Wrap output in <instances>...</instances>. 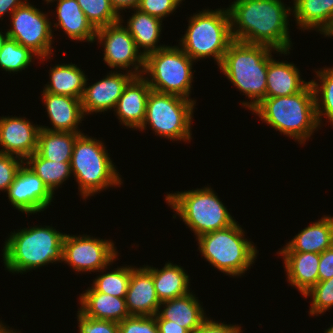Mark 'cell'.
Wrapping results in <instances>:
<instances>
[{
    "label": "cell",
    "mask_w": 333,
    "mask_h": 333,
    "mask_svg": "<svg viewBox=\"0 0 333 333\" xmlns=\"http://www.w3.org/2000/svg\"><path fill=\"white\" fill-rule=\"evenodd\" d=\"M50 82L43 90L52 94L81 99L84 92L86 76L75 64H57L50 68Z\"/></svg>",
    "instance_id": "29"
},
{
    "label": "cell",
    "mask_w": 333,
    "mask_h": 333,
    "mask_svg": "<svg viewBox=\"0 0 333 333\" xmlns=\"http://www.w3.org/2000/svg\"><path fill=\"white\" fill-rule=\"evenodd\" d=\"M0 333H20V331L16 332V330L10 328L9 329V326L6 327V325H4V323H2V321H0Z\"/></svg>",
    "instance_id": "46"
},
{
    "label": "cell",
    "mask_w": 333,
    "mask_h": 333,
    "mask_svg": "<svg viewBox=\"0 0 333 333\" xmlns=\"http://www.w3.org/2000/svg\"><path fill=\"white\" fill-rule=\"evenodd\" d=\"M47 14L27 3L11 14L12 28L7 30L9 38L29 48L42 61L50 59L54 52L52 22Z\"/></svg>",
    "instance_id": "11"
},
{
    "label": "cell",
    "mask_w": 333,
    "mask_h": 333,
    "mask_svg": "<svg viewBox=\"0 0 333 333\" xmlns=\"http://www.w3.org/2000/svg\"><path fill=\"white\" fill-rule=\"evenodd\" d=\"M34 56L37 57L29 48L8 37L0 51V68L10 73L20 72L31 66Z\"/></svg>",
    "instance_id": "34"
},
{
    "label": "cell",
    "mask_w": 333,
    "mask_h": 333,
    "mask_svg": "<svg viewBox=\"0 0 333 333\" xmlns=\"http://www.w3.org/2000/svg\"><path fill=\"white\" fill-rule=\"evenodd\" d=\"M272 51L290 54V51L280 52L266 45L233 40L218 66L227 79L251 100L241 103L250 111L266 98L267 70Z\"/></svg>",
    "instance_id": "2"
},
{
    "label": "cell",
    "mask_w": 333,
    "mask_h": 333,
    "mask_svg": "<svg viewBox=\"0 0 333 333\" xmlns=\"http://www.w3.org/2000/svg\"><path fill=\"white\" fill-rule=\"evenodd\" d=\"M283 257L289 284L304 295L319 282V253L277 252Z\"/></svg>",
    "instance_id": "20"
},
{
    "label": "cell",
    "mask_w": 333,
    "mask_h": 333,
    "mask_svg": "<svg viewBox=\"0 0 333 333\" xmlns=\"http://www.w3.org/2000/svg\"><path fill=\"white\" fill-rule=\"evenodd\" d=\"M318 275L319 281H325L333 277V246L320 253Z\"/></svg>",
    "instance_id": "42"
},
{
    "label": "cell",
    "mask_w": 333,
    "mask_h": 333,
    "mask_svg": "<svg viewBox=\"0 0 333 333\" xmlns=\"http://www.w3.org/2000/svg\"><path fill=\"white\" fill-rule=\"evenodd\" d=\"M7 38H8L7 32L3 33L2 31H0V51H1V49L3 47V44L5 43Z\"/></svg>",
    "instance_id": "47"
},
{
    "label": "cell",
    "mask_w": 333,
    "mask_h": 333,
    "mask_svg": "<svg viewBox=\"0 0 333 333\" xmlns=\"http://www.w3.org/2000/svg\"><path fill=\"white\" fill-rule=\"evenodd\" d=\"M332 37L333 36V27L327 32V34L325 35V37Z\"/></svg>",
    "instance_id": "48"
},
{
    "label": "cell",
    "mask_w": 333,
    "mask_h": 333,
    "mask_svg": "<svg viewBox=\"0 0 333 333\" xmlns=\"http://www.w3.org/2000/svg\"><path fill=\"white\" fill-rule=\"evenodd\" d=\"M57 1V22L55 28H61L71 40L83 42H95L96 29L87 20L86 15L79 6L77 0ZM85 40V41H84Z\"/></svg>",
    "instance_id": "24"
},
{
    "label": "cell",
    "mask_w": 333,
    "mask_h": 333,
    "mask_svg": "<svg viewBox=\"0 0 333 333\" xmlns=\"http://www.w3.org/2000/svg\"><path fill=\"white\" fill-rule=\"evenodd\" d=\"M201 255L224 274L239 277L251 268L258 250L237 222L196 238Z\"/></svg>",
    "instance_id": "6"
},
{
    "label": "cell",
    "mask_w": 333,
    "mask_h": 333,
    "mask_svg": "<svg viewBox=\"0 0 333 333\" xmlns=\"http://www.w3.org/2000/svg\"><path fill=\"white\" fill-rule=\"evenodd\" d=\"M320 84L310 80L314 91L315 107L318 123L321 127L322 116L333 126V67L315 71Z\"/></svg>",
    "instance_id": "32"
},
{
    "label": "cell",
    "mask_w": 333,
    "mask_h": 333,
    "mask_svg": "<svg viewBox=\"0 0 333 333\" xmlns=\"http://www.w3.org/2000/svg\"><path fill=\"white\" fill-rule=\"evenodd\" d=\"M324 333H333V325H331Z\"/></svg>",
    "instance_id": "49"
},
{
    "label": "cell",
    "mask_w": 333,
    "mask_h": 333,
    "mask_svg": "<svg viewBox=\"0 0 333 333\" xmlns=\"http://www.w3.org/2000/svg\"><path fill=\"white\" fill-rule=\"evenodd\" d=\"M134 14L129 17L127 26L129 34L135 41L136 48L145 58L148 54L158 51L167 45H159L160 34L162 30V20L134 9ZM142 48V52L140 50Z\"/></svg>",
    "instance_id": "27"
},
{
    "label": "cell",
    "mask_w": 333,
    "mask_h": 333,
    "mask_svg": "<svg viewBox=\"0 0 333 333\" xmlns=\"http://www.w3.org/2000/svg\"><path fill=\"white\" fill-rule=\"evenodd\" d=\"M159 333H190L186 328L165 319H156Z\"/></svg>",
    "instance_id": "43"
},
{
    "label": "cell",
    "mask_w": 333,
    "mask_h": 333,
    "mask_svg": "<svg viewBox=\"0 0 333 333\" xmlns=\"http://www.w3.org/2000/svg\"><path fill=\"white\" fill-rule=\"evenodd\" d=\"M118 251L112 240L98 239L89 235L65 234L63 239L62 262L76 272H100L112 265Z\"/></svg>",
    "instance_id": "12"
},
{
    "label": "cell",
    "mask_w": 333,
    "mask_h": 333,
    "mask_svg": "<svg viewBox=\"0 0 333 333\" xmlns=\"http://www.w3.org/2000/svg\"><path fill=\"white\" fill-rule=\"evenodd\" d=\"M123 21L122 15H120L119 22L98 28L95 41L98 40L104 46L103 60L110 68H116V71L119 68L127 69L131 74L141 76L144 72L145 58L136 48L133 37L122 24ZM128 67L131 70H128Z\"/></svg>",
    "instance_id": "13"
},
{
    "label": "cell",
    "mask_w": 333,
    "mask_h": 333,
    "mask_svg": "<svg viewBox=\"0 0 333 333\" xmlns=\"http://www.w3.org/2000/svg\"><path fill=\"white\" fill-rule=\"evenodd\" d=\"M40 125L25 117H0V153L14 155L24 161L37 150Z\"/></svg>",
    "instance_id": "16"
},
{
    "label": "cell",
    "mask_w": 333,
    "mask_h": 333,
    "mask_svg": "<svg viewBox=\"0 0 333 333\" xmlns=\"http://www.w3.org/2000/svg\"><path fill=\"white\" fill-rule=\"evenodd\" d=\"M183 0H140L139 9L160 20L173 14Z\"/></svg>",
    "instance_id": "39"
},
{
    "label": "cell",
    "mask_w": 333,
    "mask_h": 333,
    "mask_svg": "<svg viewBox=\"0 0 333 333\" xmlns=\"http://www.w3.org/2000/svg\"><path fill=\"white\" fill-rule=\"evenodd\" d=\"M65 233L50 226H34L11 232L3 247V263L9 272L24 273L49 263L62 262Z\"/></svg>",
    "instance_id": "4"
},
{
    "label": "cell",
    "mask_w": 333,
    "mask_h": 333,
    "mask_svg": "<svg viewBox=\"0 0 333 333\" xmlns=\"http://www.w3.org/2000/svg\"><path fill=\"white\" fill-rule=\"evenodd\" d=\"M192 333H242L241 326L219 323L207 318L200 327Z\"/></svg>",
    "instance_id": "41"
},
{
    "label": "cell",
    "mask_w": 333,
    "mask_h": 333,
    "mask_svg": "<svg viewBox=\"0 0 333 333\" xmlns=\"http://www.w3.org/2000/svg\"><path fill=\"white\" fill-rule=\"evenodd\" d=\"M70 165L83 200L123 183L104 143L84 133L74 143Z\"/></svg>",
    "instance_id": "5"
},
{
    "label": "cell",
    "mask_w": 333,
    "mask_h": 333,
    "mask_svg": "<svg viewBox=\"0 0 333 333\" xmlns=\"http://www.w3.org/2000/svg\"><path fill=\"white\" fill-rule=\"evenodd\" d=\"M150 91L144 75L135 76L128 83L113 110L121 124L135 130L142 126Z\"/></svg>",
    "instance_id": "19"
},
{
    "label": "cell",
    "mask_w": 333,
    "mask_h": 333,
    "mask_svg": "<svg viewBox=\"0 0 333 333\" xmlns=\"http://www.w3.org/2000/svg\"><path fill=\"white\" fill-rule=\"evenodd\" d=\"M154 288L160 302L171 300L190 292V279L180 265L167 262L162 269L152 267Z\"/></svg>",
    "instance_id": "28"
},
{
    "label": "cell",
    "mask_w": 333,
    "mask_h": 333,
    "mask_svg": "<svg viewBox=\"0 0 333 333\" xmlns=\"http://www.w3.org/2000/svg\"><path fill=\"white\" fill-rule=\"evenodd\" d=\"M24 163L36 173L53 194L72 174L70 162L49 161L37 152L29 156Z\"/></svg>",
    "instance_id": "31"
},
{
    "label": "cell",
    "mask_w": 333,
    "mask_h": 333,
    "mask_svg": "<svg viewBox=\"0 0 333 333\" xmlns=\"http://www.w3.org/2000/svg\"><path fill=\"white\" fill-rule=\"evenodd\" d=\"M195 100L151 90L148 95L145 118L140 131L151 130L168 140L191 142V125Z\"/></svg>",
    "instance_id": "10"
},
{
    "label": "cell",
    "mask_w": 333,
    "mask_h": 333,
    "mask_svg": "<svg viewBox=\"0 0 333 333\" xmlns=\"http://www.w3.org/2000/svg\"><path fill=\"white\" fill-rule=\"evenodd\" d=\"M253 114L301 145L315 130L320 128L317 120L315 97L311 83L297 94L264 98Z\"/></svg>",
    "instance_id": "3"
},
{
    "label": "cell",
    "mask_w": 333,
    "mask_h": 333,
    "mask_svg": "<svg viewBox=\"0 0 333 333\" xmlns=\"http://www.w3.org/2000/svg\"><path fill=\"white\" fill-rule=\"evenodd\" d=\"M77 312L79 333H119L117 322L94 319L84 316L79 310Z\"/></svg>",
    "instance_id": "40"
},
{
    "label": "cell",
    "mask_w": 333,
    "mask_h": 333,
    "mask_svg": "<svg viewBox=\"0 0 333 333\" xmlns=\"http://www.w3.org/2000/svg\"><path fill=\"white\" fill-rule=\"evenodd\" d=\"M292 15L297 26L324 36L333 27V0H294Z\"/></svg>",
    "instance_id": "25"
},
{
    "label": "cell",
    "mask_w": 333,
    "mask_h": 333,
    "mask_svg": "<svg viewBox=\"0 0 333 333\" xmlns=\"http://www.w3.org/2000/svg\"><path fill=\"white\" fill-rule=\"evenodd\" d=\"M179 40V47L193 60L209 58L219 66L230 43V16L228 9H204L189 17L188 28Z\"/></svg>",
    "instance_id": "7"
},
{
    "label": "cell",
    "mask_w": 333,
    "mask_h": 333,
    "mask_svg": "<svg viewBox=\"0 0 333 333\" xmlns=\"http://www.w3.org/2000/svg\"><path fill=\"white\" fill-rule=\"evenodd\" d=\"M80 134L40 129L36 152L49 161L71 162L73 146Z\"/></svg>",
    "instance_id": "30"
},
{
    "label": "cell",
    "mask_w": 333,
    "mask_h": 333,
    "mask_svg": "<svg viewBox=\"0 0 333 333\" xmlns=\"http://www.w3.org/2000/svg\"><path fill=\"white\" fill-rule=\"evenodd\" d=\"M118 325L119 333H159L155 316L130 315Z\"/></svg>",
    "instance_id": "37"
},
{
    "label": "cell",
    "mask_w": 333,
    "mask_h": 333,
    "mask_svg": "<svg viewBox=\"0 0 333 333\" xmlns=\"http://www.w3.org/2000/svg\"><path fill=\"white\" fill-rule=\"evenodd\" d=\"M44 1L47 2V4L51 3V2H54V0H44Z\"/></svg>",
    "instance_id": "50"
},
{
    "label": "cell",
    "mask_w": 333,
    "mask_h": 333,
    "mask_svg": "<svg viewBox=\"0 0 333 333\" xmlns=\"http://www.w3.org/2000/svg\"><path fill=\"white\" fill-rule=\"evenodd\" d=\"M165 202L195 237L229 227L236 222L211 187L167 194Z\"/></svg>",
    "instance_id": "8"
},
{
    "label": "cell",
    "mask_w": 333,
    "mask_h": 333,
    "mask_svg": "<svg viewBox=\"0 0 333 333\" xmlns=\"http://www.w3.org/2000/svg\"><path fill=\"white\" fill-rule=\"evenodd\" d=\"M119 72V73H118ZM135 77L127 72L110 71L103 79L88 86L86 78L83 96L81 98L84 115L114 110L125 87Z\"/></svg>",
    "instance_id": "15"
},
{
    "label": "cell",
    "mask_w": 333,
    "mask_h": 333,
    "mask_svg": "<svg viewBox=\"0 0 333 333\" xmlns=\"http://www.w3.org/2000/svg\"><path fill=\"white\" fill-rule=\"evenodd\" d=\"M23 163L20 157L0 153V191H8Z\"/></svg>",
    "instance_id": "38"
},
{
    "label": "cell",
    "mask_w": 333,
    "mask_h": 333,
    "mask_svg": "<svg viewBox=\"0 0 333 333\" xmlns=\"http://www.w3.org/2000/svg\"><path fill=\"white\" fill-rule=\"evenodd\" d=\"M44 103L52 128L40 126L41 129L59 132L82 133L78 125L82 123L84 113L81 99L42 91Z\"/></svg>",
    "instance_id": "18"
},
{
    "label": "cell",
    "mask_w": 333,
    "mask_h": 333,
    "mask_svg": "<svg viewBox=\"0 0 333 333\" xmlns=\"http://www.w3.org/2000/svg\"><path fill=\"white\" fill-rule=\"evenodd\" d=\"M7 194L11 205L27 215L44 211L54 198L46 184L25 163L17 172Z\"/></svg>",
    "instance_id": "14"
},
{
    "label": "cell",
    "mask_w": 333,
    "mask_h": 333,
    "mask_svg": "<svg viewBox=\"0 0 333 333\" xmlns=\"http://www.w3.org/2000/svg\"><path fill=\"white\" fill-rule=\"evenodd\" d=\"M104 269H108V267L100 270L102 275L97 276V278L93 280L92 287L97 292L125 298L131 277L132 266H121L108 273H106ZM103 271H105V273Z\"/></svg>",
    "instance_id": "33"
},
{
    "label": "cell",
    "mask_w": 333,
    "mask_h": 333,
    "mask_svg": "<svg viewBox=\"0 0 333 333\" xmlns=\"http://www.w3.org/2000/svg\"><path fill=\"white\" fill-rule=\"evenodd\" d=\"M194 62L179 45L166 46L145 57L143 75L151 90L190 99Z\"/></svg>",
    "instance_id": "9"
},
{
    "label": "cell",
    "mask_w": 333,
    "mask_h": 333,
    "mask_svg": "<svg viewBox=\"0 0 333 333\" xmlns=\"http://www.w3.org/2000/svg\"><path fill=\"white\" fill-rule=\"evenodd\" d=\"M29 3L27 0H0V19L4 14L10 13V15L20 6Z\"/></svg>",
    "instance_id": "44"
},
{
    "label": "cell",
    "mask_w": 333,
    "mask_h": 333,
    "mask_svg": "<svg viewBox=\"0 0 333 333\" xmlns=\"http://www.w3.org/2000/svg\"><path fill=\"white\" fill-rule=\"evenodd\" d=\"M192 292L160 303L155 319H165L195 331L208 318L201 303ZM163 308V309H162Z\"/></svg>",
    "instance_id": "21"
},
{
    "label": "cell",
    "mask_w": 333,
    "mask_h": 333,
    "mask_svg": "<svg viewBox=\"0 0 333 333\" xmlns=\"http://www.w3.org/2000/svg\"><path fill=\"white\" fill-rule=\"evenodd\" d=\"M77 2L96 30L120 21V16L113 9L110 0H77Z\"/></svg>",
    "instance_id": "35"
},
{
    "label": "cell",
    "mask_w": 333,
    "mask_h": 333,
    "mask_svg": "<svg viewBox=\"0 0 333 333\" xmlns=\"http://www.w3.org/2000/svg\"><path fill=\"white\" fill-rule=\"evenodd\" d=\"M299 71L294 63L272 57L268 63L266 97L289 96L302 91L310 81L303 80Z\"/></svg>",
    "instance_id": "26"
},
{
    "label": "cell",
    "mask_w": 333,
    "mask_h": 333,
    "mask_svg": "<svg viewBox=\"0 0 333 333\" xmlns=\"http://www.w3.org/2000/svg\"><path fill=\"white\" fill-rule=\"evenodd\" d=\"M110 3L116 13L120 16V14L125 9H136L139 6L140 0H110ZM122 11V12H120Z\"/></svg>",
    "instance_id": "45"
},
{
    "label": "cell",
    "mask_w": 333,
    "mask_h": 333,
    "mask_svg": "<svg viewBox=\"0 0 333 333\" xmlns=\"http://www.w3.org/2000/svg\"><path fill=\"white\" fill-rule=\"evenodd\" d=\"M85 291L79 297L78 309L84 316L117 323L130 316L125 298L97 292L92 286Z\"/></svg>",
    "instance_id": "22"
},
{
    "label": "cell",
    "mask_w": 333,
    "mask_h": 333,
    "mask_svg": "<svg viewBox=\"0 0 333 333\" xmlns=\"http://www.w3.org/2000/svg\"><path fill=\"white\" fill-rule=\"evenodd\" d=\"M333 246V216H324L305 227L278 252L322 253Z\"/></svg>",
    "instance_id": "23"
},
{
    "label": "cell",
    "mask_w": 333,
    "mask_h": 333,
    "mask_svg": "<svg viewBox=\"0 0 333 333\" xmlns=\"http://www.w3.org/2000/svg\"><path fill=\"white\" fill-rule=\"evenodd\" d=\"M285 6L282 0H234L227 8L233 40L266 45L280 52L291 50L292 7Z\"/></svg>",
    "instance_id": "1"
},
{
    "label": "cell",
    "mask_w": 333,
    "mask_h": 333,
    "mask_svg": "<svg viewBox=\"0 0 333 333\" xmlns=\"http://www.w3.org/2000/svg\"><path fill=\"white\" fill-rule=\"evenodd\" d=\"M126 307L130 315L155 316L160 306L154 288L152 267L132 266L131 277L125 296Z\"/></svg>",
    "instance_id": "17"
},
{
    "label": "cell",
    "mask_w": 333,
    "mask_h": 333,
    "mask_svg": "<svg viewBox=\"0 0 333 333\" xmlns=\"http://www.w3.org/2000/svg\"><path fill=\"white\" fill-rule=\"evenodd\" d=\"M305 298L311 297L309 315L319 316L333 307V277L325 281H319L307 293Z\"/></svg>",
    "instance_id": "36"
}]
</instances>
